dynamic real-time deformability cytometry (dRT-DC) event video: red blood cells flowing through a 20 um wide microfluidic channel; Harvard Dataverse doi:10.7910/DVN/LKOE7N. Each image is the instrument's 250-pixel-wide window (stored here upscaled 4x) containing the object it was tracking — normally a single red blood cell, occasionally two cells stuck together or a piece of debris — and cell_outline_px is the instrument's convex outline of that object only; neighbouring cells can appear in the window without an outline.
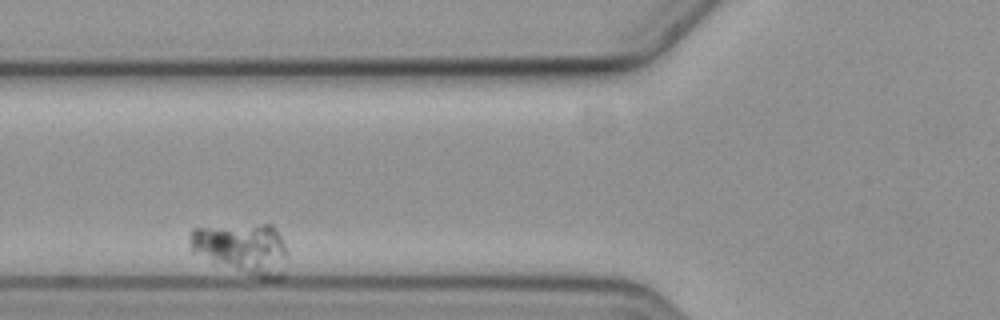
{"species": "common noctule bat (a hibernating species)", "species_latin": "Nyctalus noctula", "temperature_condition": "cold", "stored_images_in_passage": 3, "camera_frame_rate_fps": 3000, "um_per_image_px": 0.085, "animal": {"sex": "female", "body_mass_g": 19.3, "forearm_length_mm": 54.1}, "frame": {"image": 1, "passage_image": 2, "time_ms": 1.333, "image_size_px": [1000, 320], "cell_outline_px": [[288, 252], [284, 276], [280, 280], [260, 280], [192, 252], [188, 236], [192, 228], [264, 224], [272, 224], [276, 228]], "centroid_in_image_um": [20.68, 21.16], "position_along_channel_um": 105.1, "area_um2": 29.3}}